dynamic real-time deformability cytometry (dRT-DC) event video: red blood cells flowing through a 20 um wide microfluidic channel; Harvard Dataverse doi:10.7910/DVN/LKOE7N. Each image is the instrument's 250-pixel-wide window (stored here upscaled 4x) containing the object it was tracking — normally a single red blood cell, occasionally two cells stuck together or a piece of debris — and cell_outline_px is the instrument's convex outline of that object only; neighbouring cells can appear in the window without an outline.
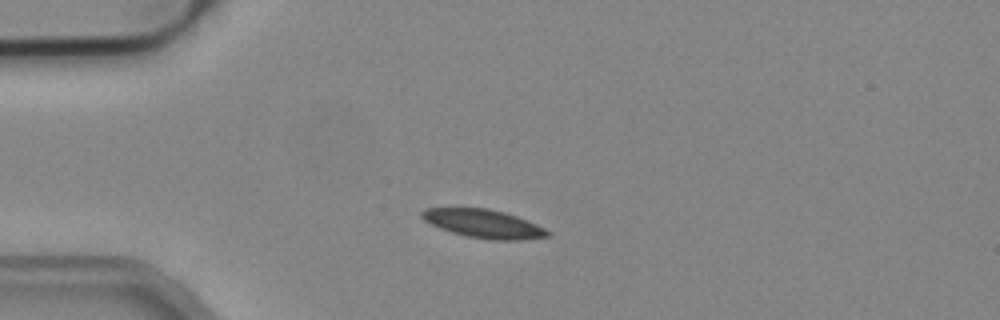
{"species": "common noctule bat (a hibernating species)", "species_latin": "Nyctalus noctula", "temperature_condition": "cold", "stored_images_in_passage": 4, "camera_frame_rate_fps": 3000, "um_per_image_px": 0.085, "animal": {"sex": "male", "body_mass_g": 19.2, "forearm_length_mm": 51.8}, "frame": {"image": 1, "passage_image": 3, "time_ms": 0.667, "image_size_px": [1000, 320], "cell_outline_px": [[552, 236], [516, 240], [492, 240], [468, 236], [452, 232], [440, 228], [424, 220], [420, 216], [420, 212], [424, 208], [488, 208], [504, 212], [516, 216], [536, 224], [552, 232]], "centroid_in_image_um": [41.11, 19.01], "position_along_channel_um": 43.9, "area_um2": 20.75}}